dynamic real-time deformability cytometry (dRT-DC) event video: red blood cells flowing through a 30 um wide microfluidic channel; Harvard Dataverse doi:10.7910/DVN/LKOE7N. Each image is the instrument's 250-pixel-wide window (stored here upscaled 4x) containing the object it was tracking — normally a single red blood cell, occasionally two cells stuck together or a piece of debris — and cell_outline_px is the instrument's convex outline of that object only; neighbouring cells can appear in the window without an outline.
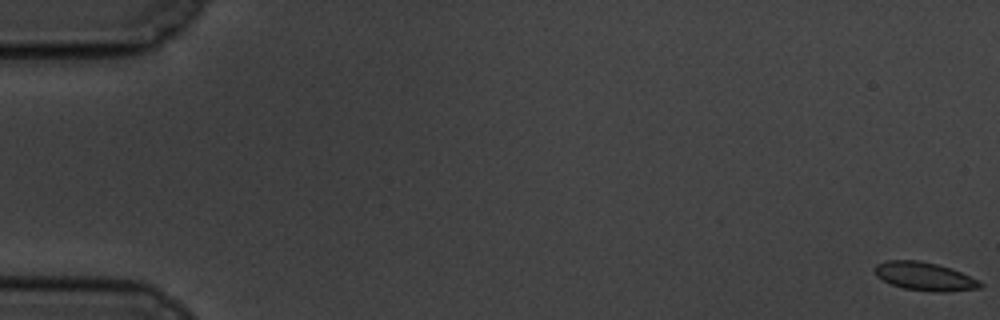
{"species": "common noctule bat (a hibernating species)", "species_latin": "Nyctalus noctula", "temperature_condition": "cold", "stored_images_in_passage": 60, "camera_frame_rate_fps": 3000, "um_per_image_px": 0.085, "animal": {"sex": "male", "body_mass_g": 19.5, "forearm_length_mm": 54.6}, "frame": {"image": 1, "passage_image": 1, "time_ms": 0.0, "image_size_px": [1000, 320], "cell_outline_px": [[984, 284], [980, 288], [944, 292], [932, 292], [904, 288], [892, 284], [876, 276], [872, 268], [876, 264], [888, 260], [920, 260], [952, 268]], "centroid_in_image_um": [78.55, 23.48], "position_along_channel_um": 6.4, "area_um2": 17.34}}
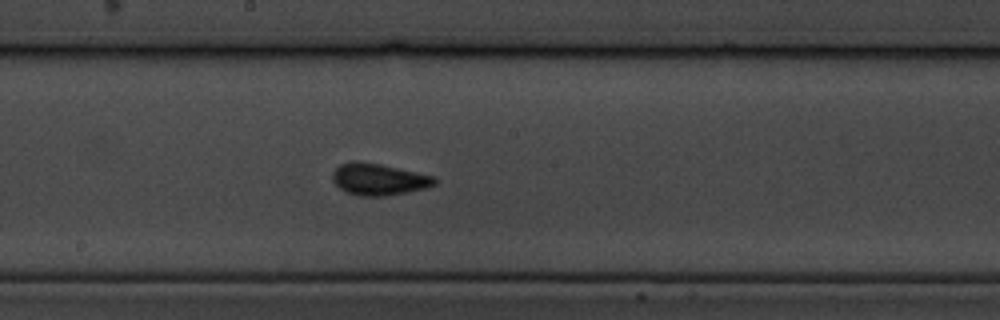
{"frame": {"image": 2, "passage_image": 33, "time_ms": 10.667, "image_size_px": [1000, 320], "cell_outline_px": [[436, 184], [428, 188], [408, 192], [384, 196], [360, 196], [348, 192], [340, 188], [332, 180], [332, 172], [340, 164], [352, 160], [360, 160], [380, 164], [436, 176]], "centroid_in_image_um": [32.2, 15.23], "position_along_channel_um": 216.0, "area_um2": 19.07}}
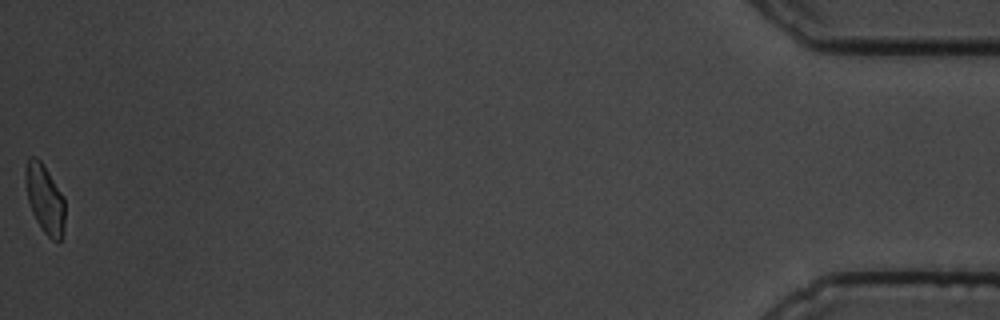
{"frame": {"image": 3, "passage_image": 60, "time_ms": 19.667, "image_size_px": [1000, 320], "cell_outline_px": [[64, 232], [60, 240], [52, 240], [44, 232], [36, 220], [32, 212], [28, 200], [24, 180], [24, 172], [28, 160], [32, 156], [36, 156], [44, 164], [64, 196]], "centroid_in_image_um": [3.81, 16.88], "position_along_channel_um": 431.4, "area_um2": 15.95}, "authors_computed_cell_mechanics": {"area_um2": 17.1955, "velocity_mm_per_s": 3.424, "shape_relaxation_time_tau1_ms": 3.7307, "shape_relaxation_time_tau2_ms": 0.8447, "deformation_change_tau1": 0.1128, "deformation_change_tau2": 0.062}}